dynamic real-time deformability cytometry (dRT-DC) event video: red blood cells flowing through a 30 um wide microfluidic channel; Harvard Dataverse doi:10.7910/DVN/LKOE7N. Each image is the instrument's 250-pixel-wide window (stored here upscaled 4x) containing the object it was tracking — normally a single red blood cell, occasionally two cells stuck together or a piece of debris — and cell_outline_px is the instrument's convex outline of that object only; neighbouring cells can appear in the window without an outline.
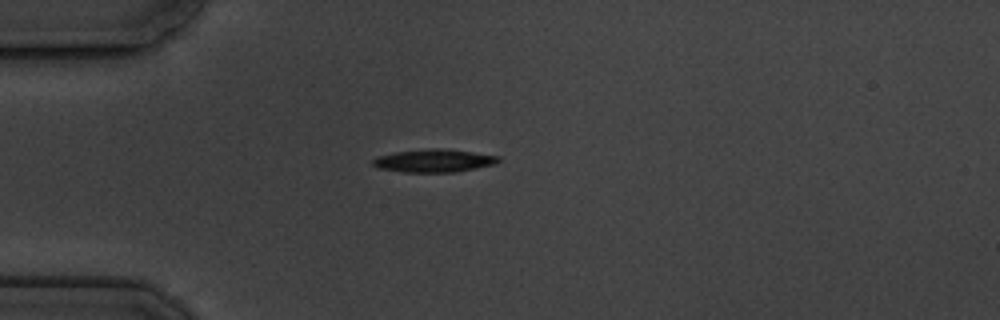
{"species": "common noctule bat (a hibernating species)", "species_latin": "Nyctalus noctula", "temperature_condition": "cold", "stored_images_in_passage": 3, "camera_frame_rate_fps": 3000, "um_per_image_px": 0.085, "animal": {"sex": "male", "body_mass_g": 19.5, "forearm_length_mm": 54.6}, "frame": {"image": 1, "passage_image": 1, "time_ms": 0.0, "image_size_px": [1000, 320], "cell_outline_px": [[500, 160], [496, 164], [456, 172], [404, 172], [380, 168], [372, 164], [372, 160], [376, 156], [396, 152], [432, 148], [440, 148], [472, 152], [500, 156]], "centroid_in_image_um": [36.9, 13.66], "position_along_channel_um": 48.1, "area_um2": 16.7}}